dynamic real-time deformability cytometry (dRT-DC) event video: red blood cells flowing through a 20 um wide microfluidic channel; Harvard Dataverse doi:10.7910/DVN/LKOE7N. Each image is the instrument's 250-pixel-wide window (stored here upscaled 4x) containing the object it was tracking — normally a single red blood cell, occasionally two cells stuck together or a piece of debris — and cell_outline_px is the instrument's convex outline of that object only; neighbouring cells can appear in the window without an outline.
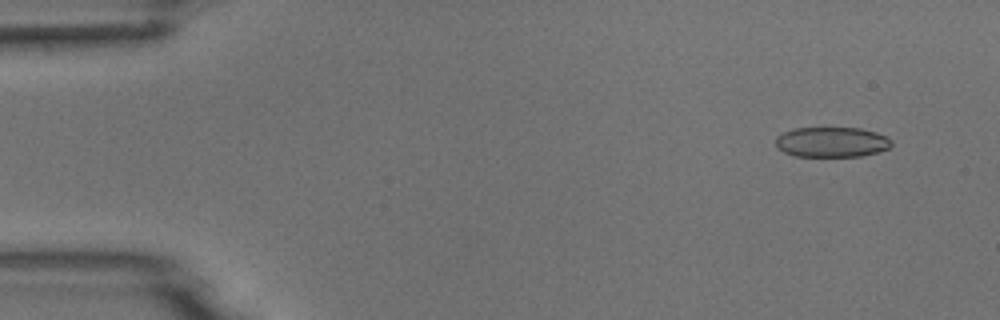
{"species": "common noctule bat (a hibernating species)", "species_latin": "Nyctalus noctula", "temperature_condition": "room temperature", "stored_images_in_passage": 5, "camera_frame_rate_fps": 3000, "um_per_image_px": 0.085, "animal": {"sex": "male", "body_mass_g": 18.8}, "frame": {"image": 1, "passage_image": 2, "time_ms": 1.0, "image_size_px": [1000, 320], "cell_outline_px": [[892, 144], [888, 148], [876, 152], [860, 156], [796, 156], [784, 152], [776, 148], [776, 136], [792, 128], [860, 128], [876, 132], [892, 140]], "centroid_in_image_um": [70.66, 12.07], "position_along_channel_um": 14.3, "area_um2": 20.29}}
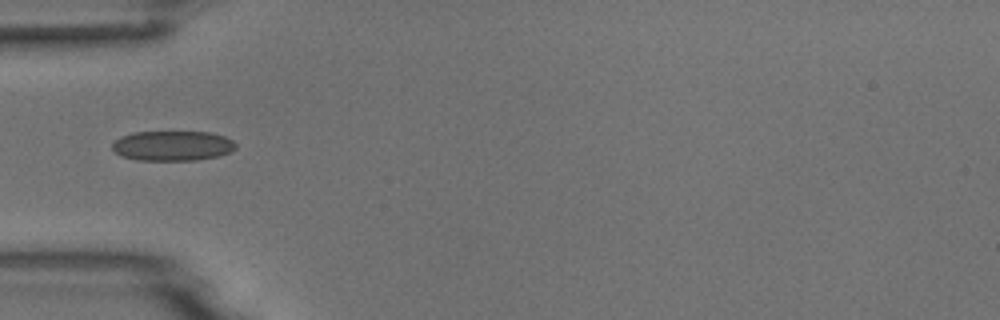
{"frame": {"image": 2, "passage_image": 5, "time_ms": 5.333, "image_size_px": [1000, 320], "cell_outline_px": [[236, 148], [232, 152], [216, 156], [196, 160], [136, 160], [120, 156], [112, 148], [112, 144], [120, 136], [136, 132], [208, 132], [224, 136], [232, 140], [236, 144]], "centroid_in_image_um": [14.66, 12.39], "position_along_channel_um": 70.3, "area_um2": 21.56}}